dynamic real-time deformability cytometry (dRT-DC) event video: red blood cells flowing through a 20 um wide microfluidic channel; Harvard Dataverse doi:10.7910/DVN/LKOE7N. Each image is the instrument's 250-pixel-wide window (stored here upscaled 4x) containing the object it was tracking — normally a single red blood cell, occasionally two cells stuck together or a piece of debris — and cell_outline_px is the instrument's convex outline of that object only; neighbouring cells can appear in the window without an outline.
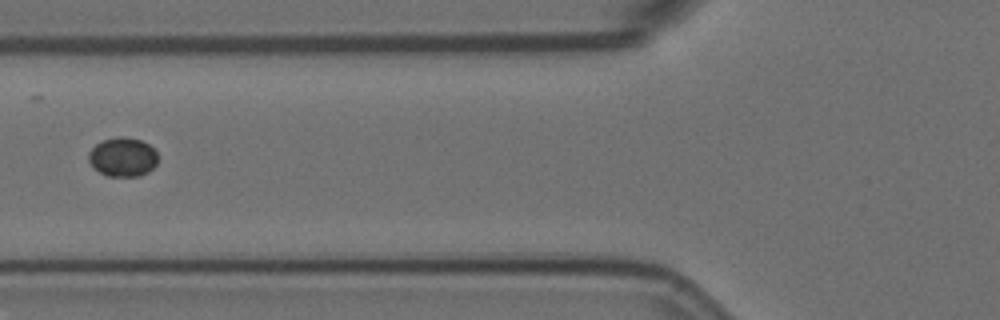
{"species": "Egyptian fruit bat (a non-hibernating species)", "species_latin": "Rousettus aegyptiacus", "temperature_condition": "room temperature", "stored_images_in_passage": 7, "camera_frame_rate_fps": 3000, "um_per_image_px": 0.085, "animal": {"sex": "female"}, "frame": {"image": 1, "passage_image": 6, "time_ms": 1.667, "image_size_px": [1000, 320], "cell_outline_px": [[156, 164], [148, 172], [140, 176], [108, 176], [100, 172], [88, 160], [88, 152], [96, 144], [104, 140], [116, 136], [124, 136], [140, 140], [148, 144], [156, 152]], "centroid_in_image_um": [10.43, 13.34], "position_along_channel_um": 115.4, "area_um2": 15.61}}
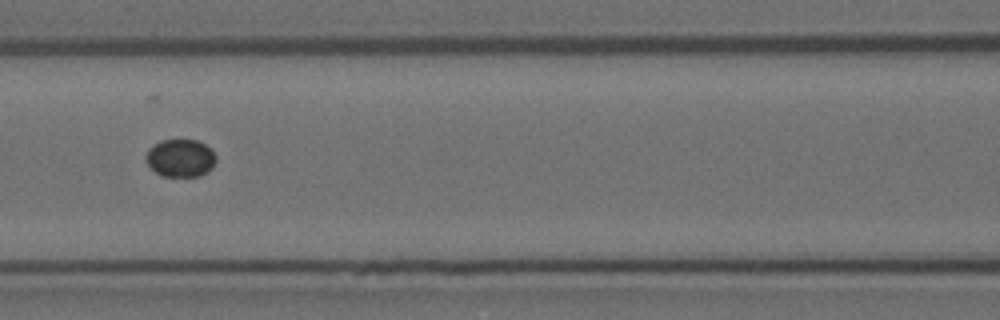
{"frame": {"image": 2, "passage_image": 7, "time_ms": 2.0, "image_size_px": [1000, 320], "cell_outline_px": [[216, 160], [212, 168], [208, 172], [200, 176], [160, 176], [144, 160], [144, 156], [148, 148], [152, 144], [160, 140], [196, 140], [212, 148], [216, 156]], "centroid_in_image_um": [15.32, 13.43], "position_along_channel_um": 151.3, "area_um2": 15.72}}